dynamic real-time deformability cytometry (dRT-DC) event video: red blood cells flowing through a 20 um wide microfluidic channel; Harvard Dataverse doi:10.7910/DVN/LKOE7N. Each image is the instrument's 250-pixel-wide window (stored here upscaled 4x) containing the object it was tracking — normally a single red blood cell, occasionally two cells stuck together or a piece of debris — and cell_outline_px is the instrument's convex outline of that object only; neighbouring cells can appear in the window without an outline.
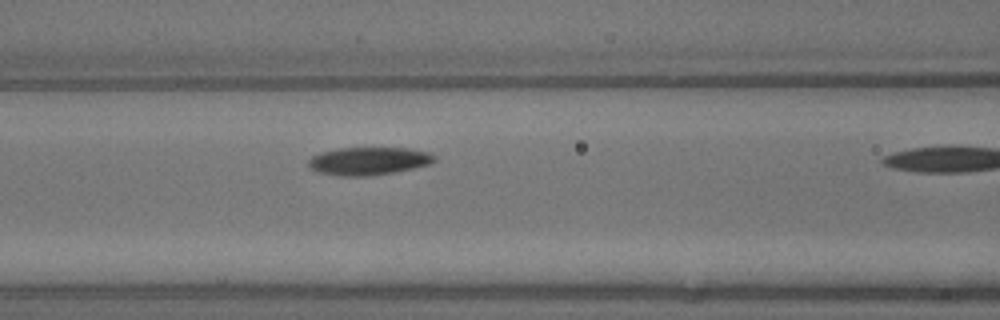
{"species": "common noctule bat (a hibernating species)", "species_latin": "Nyctalus noctula", "temperature_condition": "warm", "stored_images_in_passage": 8, "segment_of_instrument_passage": [1, 2], "camera_frame_rate_fps": 3000, "um_per_image_px": 0.085, "animal": {"sex": "male", "body_mass_g": 13.3}, "frame": {"image": 1, "passage_image": 7, "time_ms": 2.0, "image_size_px": [1000, 320], "cell_outline_px": [[436, 160], [432, 164], [392, 172], [368, 176], [340, 176], [316, 172], [308, 168], [308, 160], [312, 156], [320, 152], [340, 148], [408, 148], [428, 152], [436, 156]], "centroid_in_image_um": [31.3, 13.69], "position_along_channel_um": 135.3, "area_um2": 20.58}}